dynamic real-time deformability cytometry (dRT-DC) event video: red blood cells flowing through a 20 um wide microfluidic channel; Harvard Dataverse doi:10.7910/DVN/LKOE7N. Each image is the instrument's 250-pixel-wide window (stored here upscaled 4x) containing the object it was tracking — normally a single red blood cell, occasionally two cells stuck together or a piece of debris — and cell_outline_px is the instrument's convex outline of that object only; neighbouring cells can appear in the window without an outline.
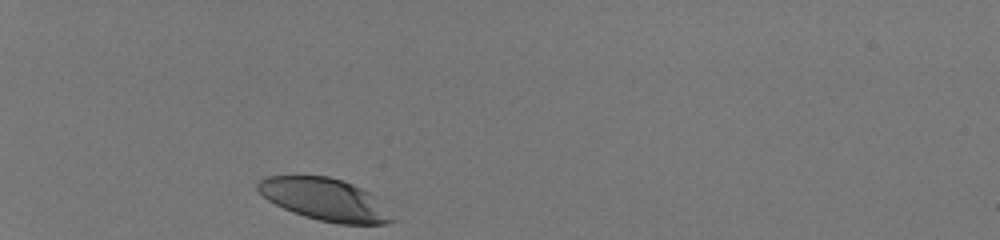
{"species": "human", "species_latin": "Homo sapiens", "temperature_condition": "room temperature", "stored_images_in_passage": 30, "camera_frame_rate_fps": 3000, "um_per_image_px": 0.085, "donor": {"sex": "male"}, "frame": {"image": 1, "passage_image": 1, "time_ms": 0.0, "image_size_px": [1000, 240], "cell_outline_px": [[396, 220], [384, 224], [340, 224], [320, 220], [304, 216], [292, 212], [268, 200], [256, 188], [256, 184], [264, 176], [328, 176], [352, 184], [372, 192], [376, 196]], "centroid_in_image_um": [27.63, 16.95], "position_along_channel_um": 57.4, "area_um2": 33.0}}
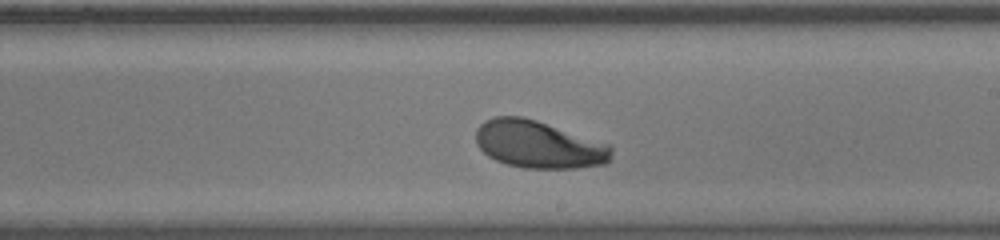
{"frame": {"image": 2, "passage_image": 18, "time_ms": 5.667, "image_size_px": [1000, 240], "cell_outline_px": [[612, 156], [608, 164], [576, 168], [524, 168], [508, 164], [496, 160], [488, 156], [476, 144], [476, 128], [484, 120], [492, 116], [520, 116], [536, 120], [612, 144]], "centroid_in_image_um": [45.81, 12.27], "position_along_channel_um": 243.2, "area_um2": 37.92}}
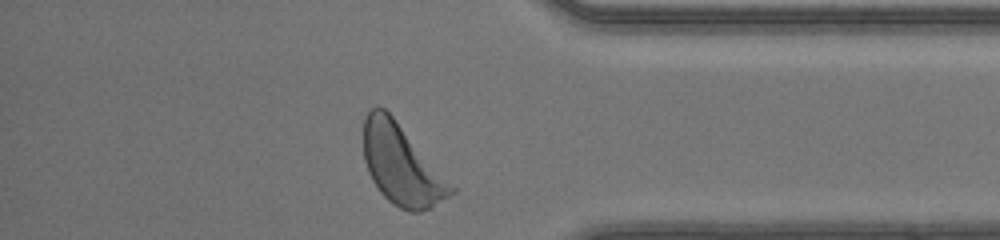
{"frame": {"image": 3, "passage_image": 30, "time_ms": 9.667, "image_size_px": [1000, 240], "cell_outline_px": [[456, 192], [432, 208], [420, 212], [408, 212], [392, 204], [380, 192], [372, 180], [368, 172], [364, 160], [364, 116], [372, 108], [384, 108], [392, 116], [456, 188]], "centroid_in_image_um": [34.14, 14.07], "position_along_channel_um": 401.1, "area_um2": 40.52}, "authors_computed_cell_mechanics": {"area_um2": 36.6741, "velocity_mm_per_s": 4.1034, "shape_relaxation_time_tau1_ms": 2.4962, "shape_relaxation_time_tau2_ms": null, "deformation_change_tau1": 0.1656, "deformation_change_tau2": null}}